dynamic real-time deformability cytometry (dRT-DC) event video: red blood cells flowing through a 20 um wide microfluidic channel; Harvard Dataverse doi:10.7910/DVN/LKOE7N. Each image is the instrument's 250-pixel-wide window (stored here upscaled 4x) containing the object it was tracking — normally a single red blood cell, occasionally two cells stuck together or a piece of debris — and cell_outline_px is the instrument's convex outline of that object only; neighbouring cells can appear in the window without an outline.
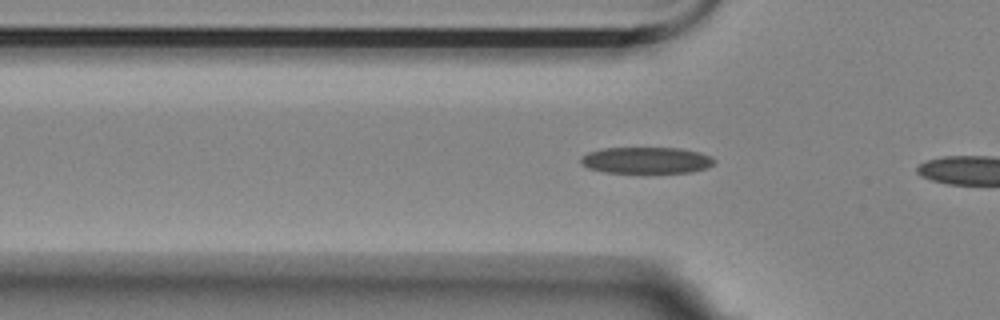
{"species": "Egyptian fruit bat (a non-hibernating species)", "species_latin": "Rousettus aegyptiacus", "temperature_condition": "room temperature", "stored_images_in_passage": 8, "camera_frame_rate_fps": 3000, "um_per_image_px": 0.085, "animal": {"sex": "female"}, "frame": {"image": 1, "passage_image": 8, "time_ms": 2.333, "image_size_px": [1000, 320], "cell_outline_px": [[716, 164], [708, 168], [692, 172], [604, 172], [588, 168], [580, 164], [580, 156], [588, 152], [604, 148], [680, 148], [700, 152], [712, 156], [716, 160]], "centroid_in_image_um": [54.97, 13.62], "position_along_channel_um": 70.8, "area_um2": 20.75}}